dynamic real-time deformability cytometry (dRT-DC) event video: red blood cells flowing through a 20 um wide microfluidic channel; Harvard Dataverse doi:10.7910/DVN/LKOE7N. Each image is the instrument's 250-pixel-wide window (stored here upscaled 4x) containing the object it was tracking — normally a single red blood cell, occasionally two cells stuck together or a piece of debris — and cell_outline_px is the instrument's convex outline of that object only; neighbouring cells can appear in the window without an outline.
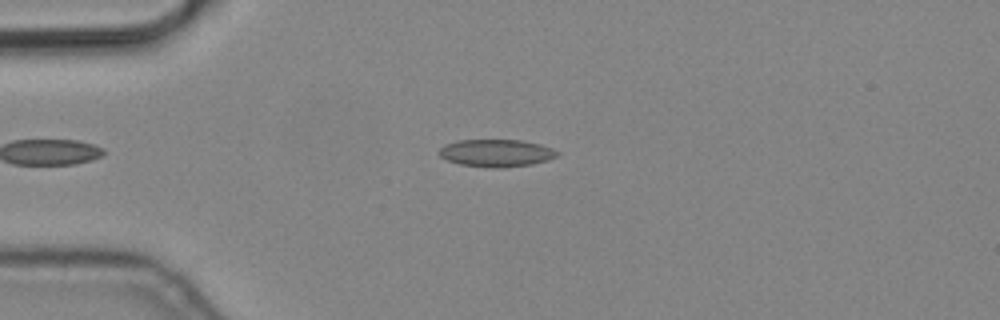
{"species": "common noctule bat (a hibernating species)", "species_latin": "Nyctalus noctula", "temperature_condition": "cold", "stored_images_in_passage": 2, "camera_frame_rate_fps": 3000, "um_per_image_px": 0.085, "animal": {"sex": "male", "body_mass_g": 19.2, "forearm_length_mm": 51.8}, "frame": {"image": 1, "passage_image": 2, "time_ms": 0.333, "image_size_px": [1000, 320], "cell_outline_px": [[560, 152], [556, 156], [548, 160], [532, 164], [504, 168], [492, 168], [460, 164], [448, 160], [440, 156], [440, 148], [448, 144], [460, 140], [520, 140], [540, 144], [552, 148]], "centroid_in_image_um": [42.23, 13.01], "position_along_channel_um": 42.8, "area_um2": 18.73}}